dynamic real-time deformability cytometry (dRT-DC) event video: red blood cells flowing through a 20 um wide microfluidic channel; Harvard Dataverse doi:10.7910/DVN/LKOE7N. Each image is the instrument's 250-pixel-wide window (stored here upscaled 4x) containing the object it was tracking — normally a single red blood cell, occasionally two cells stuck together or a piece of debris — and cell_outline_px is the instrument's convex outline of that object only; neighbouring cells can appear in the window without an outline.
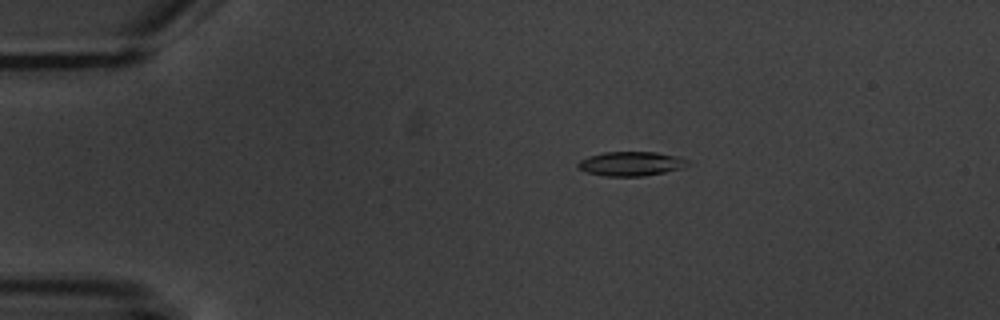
{"species": "common noctule bat (a hibernating species)", "species_latin": "Nyctalus noctula", "temperature_condition": "warm", "stored_images_in_passage": 4, "camera_frame_rate_fps": 3000, "um_per_image_px": 0.085, "animal": {"sex": "male", "body_mass_g": 20.1, "forearm_length_mm": 53.5}, "frame": {"image": 1, "passage_image": 3, "time_ms": 2.333, "image_size_px": [1000, 320], "cell_outline_px": [[692, 164], [680, 168], [664, 172], [644, 176], [604, 176], [588, 172], [580, 168], [576, 164], [580, 160], [588, 156], [604, 152], [656, 152], [676, 156], [688, 160]], "centroid_in_image_um": [53.64, 13.91], "position_along_channel_um": 31.4, "area_um2": 15.43}}